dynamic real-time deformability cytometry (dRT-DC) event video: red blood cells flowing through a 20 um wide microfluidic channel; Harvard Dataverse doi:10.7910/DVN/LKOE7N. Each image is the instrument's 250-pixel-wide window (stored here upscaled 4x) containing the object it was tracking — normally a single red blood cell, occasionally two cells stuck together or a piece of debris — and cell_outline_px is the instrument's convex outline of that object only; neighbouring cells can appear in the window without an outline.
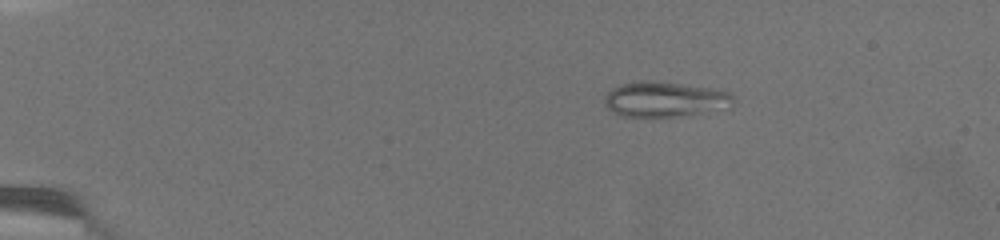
{"species": "common noctule bat (a hibernating species)", "species_latin": "Nyctalus noctula", "temperature_condition": "warm", "stored_images_in_passage": 53, "camera_frame_rate_fps": 3000, "um_per_image_px": 0.085, "animal": {"sex": "female", "body_mass_g": 19.5, "forearm_length_mm": 54.1}, "frame": {"image": 1, "passage_image": 1, "time_ms": 0.0, "image_size_px": [1000, 240], "cell_outline_px": [[736, 104], [732, 108], [672, 116], [620, 116], [612, 112], [604, 104], [604, 96], [612, 88], [636, 80], [652, 80], [708, 88], [728, 92], [732, 96]], "centroid_in_image_um": [56.49, 8.44], "position_along_channel_um": 28.5, "area_um2": 26.3}}
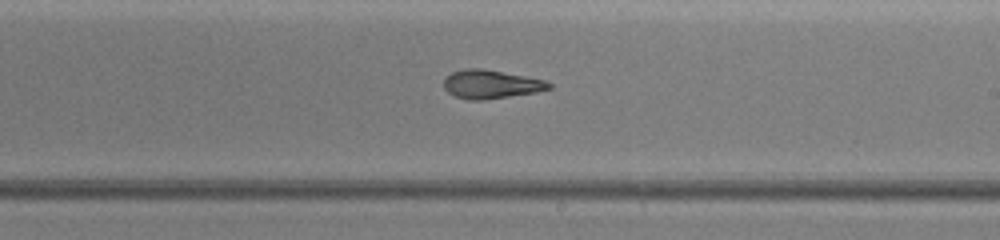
{"frame": {"image": 2, "passage_image": 32, "time_ms": 10.333, "image_size_px": [1000, 240], "cell_outline_px": [[552, 88], [536, 92], [484, 100], [468, 100], [456, 96], [448, 92], [444, 88], [444, 80], [452, 72], [464, 68], [484, 68], [544, 80], [552, 84]], "centroid_in_image_um": [41.72, 7.16], "position_along_channel_um": 247.3, "area_um2": 17.46}}
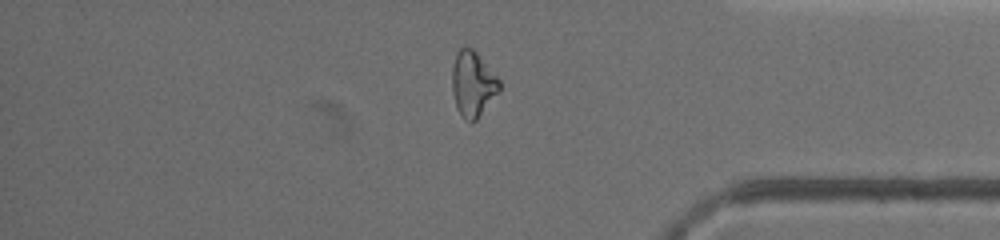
{"frame": {"image": 3, "passage_image": 48, "time_ms": 15.667, "image_size_px": [1000, 240], "cell_outline_px": [[500, 92], [476, 120], [464, 120], [460, 116], [456, 108], [452, 92], [452, 68], [456, 52], [464, 44], [472, 48], [476, 52], [500, 80]], "centroid_in_image_um": [40.18, 7.13], "position_along_channel_um": 395.0, "area_um2": 18.26}, "authors_computed_cell_mechanics": {"area_um2": 18.2648, "velocity_mm_per_s": 3.0594, "shape_relaxation_time_tau1_ms": null, "shape_relaxation_time_tau2_ms": 1.9465, "deformation_change_tau1": null, "deformation_change_tau2": 0.0921}}